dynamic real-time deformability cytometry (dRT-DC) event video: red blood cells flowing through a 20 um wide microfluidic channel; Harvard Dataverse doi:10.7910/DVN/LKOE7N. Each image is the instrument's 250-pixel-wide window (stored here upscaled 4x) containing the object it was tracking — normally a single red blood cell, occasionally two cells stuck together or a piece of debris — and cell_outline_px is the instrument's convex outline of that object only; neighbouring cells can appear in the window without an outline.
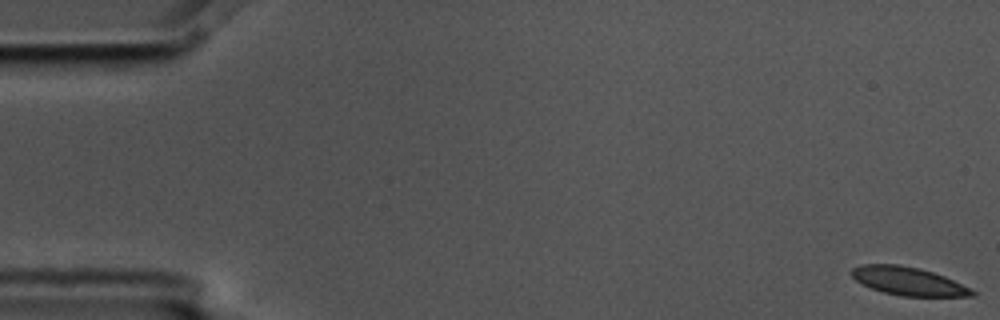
{"species": "common noctule bat (a hibernating species)", "species_latin": "Nyctalus noctula", "temperature_condition": "cold", "stored_images_in_passage": 6, "camera_frame_rate_fps": 3000, "um_per_image_px": 0.085, "animal": {"sex": "male", "body_mass_g": 17.5, "forearm_length_mm": 52.3}, "frame": {"image": 1, "passage_image": 1, "time_ms": 0.0, "image_size_px": [1000, 320], "cell_outline_px": [[976, 296], [900, 296], [884, 292], [872, 288], [856, 280], [852, 276], [852, 268], [860, 264], [896, 264], [920, 268], [944, 276], [976, 292]], "centroid_in_image_um": [77.18, 23.89], "position_along_channel_um": 7.8, "area_um2": 19.54}}